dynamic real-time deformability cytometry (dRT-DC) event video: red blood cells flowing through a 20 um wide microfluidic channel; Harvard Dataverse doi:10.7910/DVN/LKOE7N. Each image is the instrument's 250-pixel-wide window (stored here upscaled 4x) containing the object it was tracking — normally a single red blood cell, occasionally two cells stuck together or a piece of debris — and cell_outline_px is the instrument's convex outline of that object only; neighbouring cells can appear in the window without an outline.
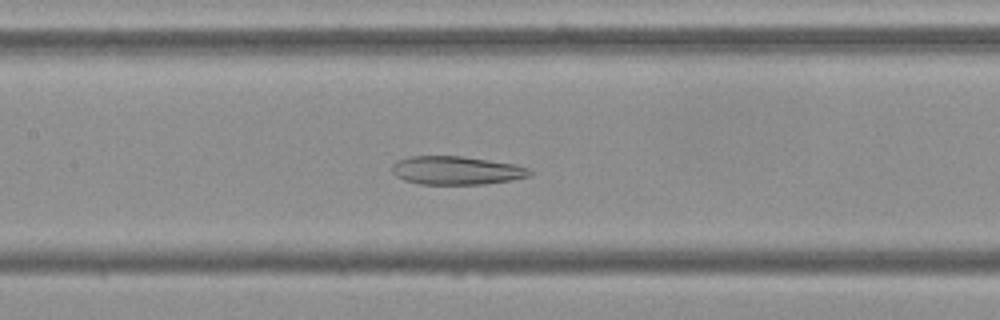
{"species": "Egyptian fruit bat (a non-hibernating species)", "species_latin": "Rousettus aegyptiacus", "temperature_condition": "cold", "stored_images_in_passage": 47, "camera_frame_rate_fps": 3000, "um_per_image_px": 0.085, "frame": {"image": 1, "passage_image": 18, "time_ms": 5.667, "image_size_px": [1000, 320], "cell_outline_px": [[532, 172], [528, 176], [512, 180], [484, 184], [420, 184], [404, 180], [396, 176], [392, 172], [392, 164], [396, 160], [412, 156], [460, 156], [516, 164], [528, 168]], "centroid_in_image_um": [38.77, 14.48], "position_along_channel_um": 168.6, "area_um2": 22.77}}
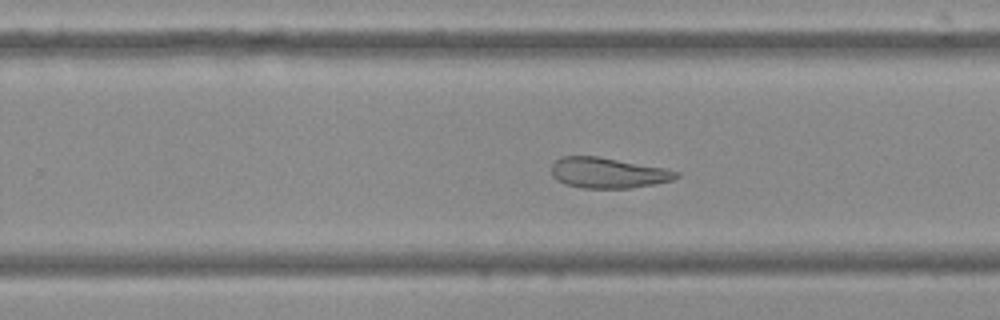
{"frame": {"image": 2, "passage_image": 27, "time_ms": 8.667, "image_size_px": [1000, 320], "cell_outline_px": [[680, 176], [672, 180], [656, 184], [632, 188], [584, 188], [564, 184], [556, 180], [552, 176], [552, 164], [560, 156], [596, 156], [664, 168], [680, 172]], "centroid_in_image_um": [51.67, 14.7], "position_along_channel_um": 278.1, "area_um2": 22.25}}
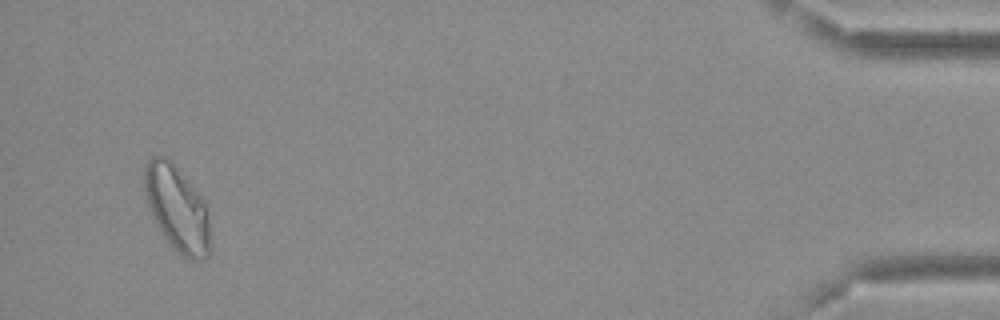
{"frame": {"image": 3, "passage_image": 45, "time_ms": 14.667, "image_size_px": [1000, 320], "cell_outline_px": [[212, 252], [204, 260], [188, 260], [180, 256], [164, 236], [152, 216], [144, 192], [144, 168], [148, 160], [152, 156], [168, 156], [172, 160], [200, 196], [204, 204], [208, 216], [212, 244]], "centroid_in_image_um": [15.07, 17.76], "position_along_channel_um": 420.1, "area_um2": 33.18}, "authors_computed_cell_mechanics": {"area_um2": 26.7614, "velocity_mm_per_s": 3.6595, "shape_relaxation_time_tau1_ms": null, "shape_relaxation_time_tau2_ms": 4.7476, "deformation_change_tau1": null, "deformation_change_tau2": 0.122}}